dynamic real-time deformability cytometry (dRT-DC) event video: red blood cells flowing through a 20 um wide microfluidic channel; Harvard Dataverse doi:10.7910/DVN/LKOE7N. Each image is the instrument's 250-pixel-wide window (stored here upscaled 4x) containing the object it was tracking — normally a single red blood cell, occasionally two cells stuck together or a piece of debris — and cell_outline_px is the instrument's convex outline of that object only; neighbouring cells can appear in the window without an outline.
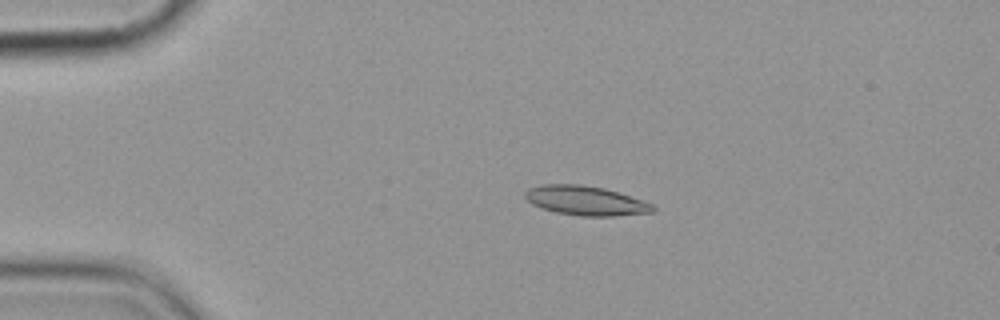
{"species": "common noctule bat (a hibernating species)", "species_latin": "Nyctalus noctula", "temperature_condition": "cold", "stored_images_in_passage": 10, "camera_frame_rate_fps": 3000, "um_per_image_px": 0.085, "animal": {"sex": "female", "body_mass_g": 19.9}, "frame": {"image": 1, "passage_image": 4, "time_ms": 3.667, "image_size_px": [1000, 320], "cell_outline_px": [[656, 208], [652, 212], [616, 216], [580, 216], [556, 212], [532, 204], [524, 196], [524, 192], [528, 188], [540, 184], [580, 184], [604, 188], [652, 204]], "centroid_in_image_um": [49.73, 17.05], "position_along_channel_um": 35.3, "area_um2": 21.68}}
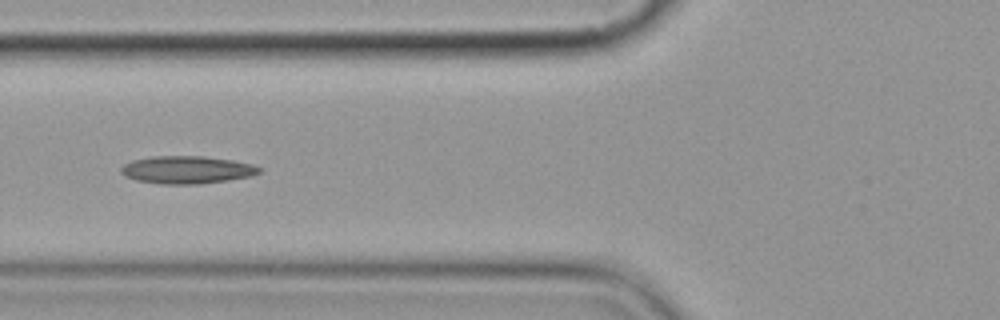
{"frame": {"image": 2, "passage_image": 7, "time_ms": 7.0, "image_size_px": [1000, 320], "cell_outline_px": [[260, 172], [252, 176], [228, 180], [200, 184], [160, 184], [136, 180], [124, 176], [120, 172], [120, 168], [124, 164], [132, 160], [152, 156], [204, 156], [232, 160], [252, 164], [260, 168]], "centroid_in_image_um": [15.86, 14.43], "position_along_channel_um": 109.9, "area_um2": 22.37}}
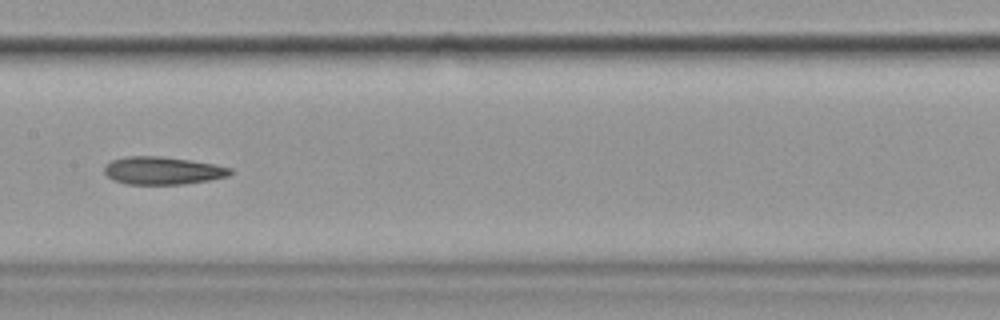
{"frame": {"image": 3, "passage_image": 9, "time_ms": 9.333, "image_size_px": [1000, 320], "cell_outline_px": [[232, 172], [228, 176], [208, 180], [184, 184], [124, 184], [112, 180], [104, 172], [104, 164], [112, 160], [124, 156], [160, 156], [216, 164], [232, 168]], "centroid_in_image_um": [13.79, 14.5], "position_along_channel_um": 193.6, "area_um2": 20.46}}